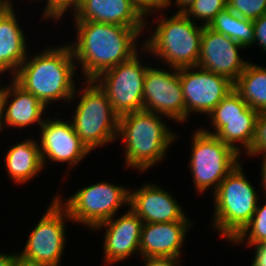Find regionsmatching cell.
I'll return each instance as SVG.
<instances>
[{"label":"cell","instance_id":"8fae6325","mask_svg":"<svg viewBox=\"0 0 266 266\" xmlns=\"http://www.w3.org/2000/svg\"><path fill=\"white\" fill-rule=\"evenodd\" d=\"M140 51L130 59L103 71L94 79L119 117L144 110L143 87L149 65H143L139 55H147L149 52L144 46Z\"/></svg>","mask_w":266,"mask_h":266},{"label":"cell","instance_id":"44dd1931","mask_svg":"<svg viewBox=\"0 0 266 266\" xmlns=\"http://www.w3.org/2000/svg\"><path fill=\"white\" fill-rule=\"evenodd\" d=\"M14 9L0 17V77L6 73L12 77L30 52L26 46V35L17 19L18 11Z\"/></svg>","mask_w":266,"mask_h":266},{"label":"cell","instance_id":"52a82bcc","mask_svg":"<svg viewBox=\"0 0 266 266\" xmlns=\"http://www.w3.org/2000/svg\"><path fill=\"white\" fill-rule=\"evenodd\" d=\"M193 134L188 169L194 190L198 194L212 191L210 193L213 195L223 179L241 163L242 158L222 140L205 133L201 128H197Z\"/></svg>","mask_w":266,"mask_h":266},{"label":"cell","instance_id":"f1b7e54d","mask_svg":"<svg viewBox=\"0 0 266 266\" xmlns=\"http://www.w3.org/2000/svg\"><path fill=\"white\" fill-rule=\"evenodd\" d=\"M131 5L146 20L166 10L167 0H130ZM157 11V12H156Z\"/></svg>","mask_w":266,"mask_h":266},{"label":"cell","instance_id":"ffe728a7","mask_svg":"<svg viewBox=\"0 0 266 266\" xmlns=\"http://www.w3.org/2000/svg\"><path fill=\"white\" fill-rule=\"evenodd\" d=\"M72 17L74 21H92L130 28L150 26L149 20H145L136 11L130 0H83Z\"/></svg>","mask_w":266,"mask_h":266},{"label":"cell","instance_id":"e0dca14e","mask_svg":"<svg viewBox=\"0 0 266 266\" xmlns=\"http://www.w3.org/2000/svg\"><path fill=\"white\" fill-rule=\"evenodd\" d=\"M158 184L146 182L132 190L129 208L143 223L190 222L181 204Z\"/></svg>","mask_w":266,"mask_h":266},{"label":"cell","instance_id":"3957f363","mask_svg":"<svg viewBox=\"0 0 266 266\" xmlns=\"http://www.w3.org/2000/svg\"><path fill=\"white\" fill-rule=\"evenodd\" d=\"M164 117L145 110L119 117L117 140L120 139L124 147V167L134 168L143 174L165 160L178 134L170 130L166 121L162 120Z\"/></svg>","mask_w":266,"mask_h":266},{"label":"cell","instance_id":"4fadbf2b","mask_svg":"<svg viewBox=\"0 0 266 266\" xmlns=\"http://www.w3.org/2000/svg\"><path fill=\"white\" fill-rule=\"evenodd\" d=\"M151 65L146 71L143 87L145 111L164 115L176 123L185 122V101L183 97L179 69Z\"/></svg>","mask_w":266,"mask_h":266},{"label":"cell","instance_id":"d6a6232c","mask_svg":"<svg viewBox=\"0 0 266 266\" xmlns=\"http://www.w3.org/2000/svg\"><path fill=\"white\" fill-rule=\"evenodd\" d=\"M253 248L255 253L251 266H266V243L254 246Z\"/></svg>","mask_w":266,"mask_h":266},{"label":"cell","instance_id":"9a60e30c","mask_svg":"<svg viewBox=\"0 0 266 266\" xmlns=\"http://www.w3.org/2000/svg\"><path fill=\"white\" fill-rule=\"evenodd\" d=\"M239 43L204 26L197 66L235 83L249 61L243 59Z\"/></svg>","mask_w":266,"mask_h":266},{"label":"cell","instance_id":"ba28073f","mask_svg":"<svg viewBox=\"0 0 266 266\" xmlns=\"http://www.w3.org/2000/svg\"><path fill=\"white\" fill-rule=\"evenodd\" d=\"M100 181L80 188L67 199L58 192L54 195L67 209L73 223L93 230L99 224L118 215L121 207L129 208L130 188Z\"/></svg>","mask_w":266,"mask_h":266},{"label":"cell","instance_id":"277c9868","mask_svg":"<svg viewBox=\"0 0 266 266\" xmlns=\"http://www.w3.org/2000/svg\"><path fill=\"white\" fill-rule=\"evenodd\" d=\"M151 22L156 25L149 38H142L150 56L170 68L196 67L200 55L204 26L195 23L184 13L166 16L160 11ZM156 17V19H155ZM160 18V19H159ZM154 32V33H153Z\"/></svg>","mask_w":266,"mask_h":266},{"label":"cell","instance_id":"484cf974","mask_svg":"<svg viewBox=\"0 0 266 266\" xmlns=\"http://www.w3.org/2000/svg\"><path fill=\"white\" fill-rule=\"evenodd\" d=\"M226 8L227 0H196L184 14L193 22L202 21L203 26H208Z\"/></svg>","mask_w":266,"mask_h":266},{"label":"cell","instance_id":"30bf717a","mask_svg":"<svg viewBox=\"0 0 266 266\" xmlns=\"http://www.w3.org/2000/svg\"><path fill=\"white\" fill-rule=\"evenodd\" d=\"M258 112L242 100L233 89L207 116L213 130L201 127L208 134L215 135L234 149L240 156L246 155L253 144ZM239 144V146H238ZM242 146V147H241ZM242 152V153H241Z\"/></svg>","mask_w":266,"mask_h":266},{"label":"cell","instance_id":"f35d334b","mask_svg":"<svg viewBox=\"0 0 266 266\" xmlns=\"http://www.w3.org/2000/svg\"><path fill=\"white\" fill-rule=\"evenodd\" d=\"M14 266H42V265L30 264L18 259Z\"/></svg>","mask_w":266,"mask_h":266},{"label":"cell","instance_id":"5bb4252c","mask_svg":"<svg viewBox=\"0 0 266 266\" xmlns=\"http://www.w3.org/2000/svg\"><path fill=\"white\" fill-rule=\"evenodd\" d=\"M51 119L46 116L40 126L41 138L37 139L44 169L48 163H68L67 172L73 169L90 155L89 149L82 143L75 133L72 123L66 118ZM70 168V170H69Z\"/></svg>","mask_w":266,"mask_h":266},{"label":"cell","instance_id":"6da1fadb","mask_svg":"<svg viewBox=\"0 0 266 266\" xmlns=\"http://www.w3.org/2000/svg\"><path fill=\"white\" fill-rule=\"evenodd\" d=\"M73 23L76 36L69 45L84 80H94L103 71L130 59L144 46L143 42L138 43L140 39L137 38L141 33L143 36L146 28L92 21Z\"/></svg>","mask_w":266,"mask_h":266},{"label":"cell","instance_id":"7a4b0ae2","mask_svg":"<svg viewBox=\"0 0 266 266\" xmlns=\"http://www.w3.org/2000/svg\"><path fill=\"white\" fill-rule=\"evenodd\" d=\"M55 47L46 46L32 57L28 53L11 77L47 108L58 100L71 102L77 84L74 79L80 78L76 76L77 66L70 45L67 43Z\"/></svg>","mask_w":266,"mask_h":266},{"label":"cell","instance_id":"d6986e66","mask_svg":"<svg viewBox=\"0 0 266 266\" xmlns=\"http://www.w3.org/2000/svg\"><path fill=\"white\" fill-rule=\"evenodd\" d=\"M191 222L143 223L140 239V258H182Z\"/></svg>","mask_w":266,"mask_h":266},{"label":"cell","instance_id":"1f68e13d","mask_svg":"<svg viewBox=\"0 0 266 266\" xmlns=\"http://www.w3.org/2000/svg\"><path fill=\"white\" fill-rule=\"evenodd\" d=\"M143 266H180L183 262L178 259L172 258H150V259H142Z\"/></svg>","mask_w":266,"mask_h":266},{"label":"cell","instance_id":"8d00e7d4","mask_svg":"<svg viewBox=\"0 0 266 266\" xmlns=\"http://www.w3.org/2000/svg\"><path fill=\"white\" fill-rule=\"evenodd\" d=\"M83 0H63V16L64 14H67L66 12L69 13H74L75 10L81 5ZM72 11H71V9ZM69 9V11H68Z\"/></svg>","mask_w":266,"mask_h":266},{"label":"cell","instance_id":"ac0fdd59","mask_svg":"<svg viewBox=\"0 0 266 266\" xmlns=\"http://www.w3.org/2000/svg\"><path fill=\"white\" fill-rule=\"evenodd\" d=\"M0 83L2 128L23 129L45 121L48 108L32 93L25 91L12 78L8 85ZM46 110V111H45ZM45 113V114H44Z\"/></svg>","mask_w":266,"mask_h":266},{"label":"cell","instance_id":"2e32d148","mask_svg":"<svg viewBox=\"0 0 266 266\" xmlns=\"http://www.w3.org/2000/svg\"><path fill=\"white\" fill-rule=\"evenodd\" d=\"M110 218L92 231L106 229L102 236L104 266L117 264L131 259L135 254L140 257V239L143 221L129 208L120 217ZM139 253V254H138Z\"/></svg>","mask_w":266,"mask_h":266},{"label":"cell","instance_id":"9c48e42d","mask_svg":"<svg viewBox=\"0 0 266 266\" xmlns=\"http://www.w3.org/2000/svg\"><path fill=\"white\" fill-rule=\"evenodd\" d=\"M72 222L67 209L57 200L51 199L44 215L32 228L22 251L20 260L42 266H61L66 246V221Z\"/></svg>","mask_w":266,"mask_h":266},{"label":"cell","instance_id":"836d02e7","mask_svg":"<svg viewBox=\"0 0 266 266\" xmlns=\"http://www.w3.org/2000/svg\"><path fill=\"white\" fill-rule=\"evenodd\" d=\"M195 1L196 0H175L174 2L172 0H167L166 10L172 6L171 4H175L174 6L177 7V10L179 9L178 11L175 10V13H185Z\"/></svg>","mask_w":266,"mask_h":266},{"label":"cell","instance_id":"d4e9b609","mask_svg":"<svg viewBox=\"0 0 266 266\" xmlns=\"http://www.w3.org/2000/svg\"><path fill=\"white\" fill-rule=\"evenodd\" d=\"M264 203L260 205L261 202H258L251 221L230 243L240 246L244 243L248 248L266 243V201Z\"/></svg>","mask_w":266,"mask_h":266},{"label":"cell","instance_id":"83f0119b","mask_svg":"<svg viewBox=\"0 0 266 266\" xmlns=\"http://www.w3.org/2000/svg\"><path fill=\"white\" fill-rule=\"evenodd\" d=\"M266 155V111L258 114L255 138L247 157Z\"/></svg>","mask_w":266,"mask_h":266},{"label":"cell","instance_id":"4316f807","mask_svg":"<svg viewBox=\"0 0 266 266\" xmlns=\"http://www.w3.org/2000/svg\"><path fill=\"white\" fill-rule=\"evenodd\" d=\"M227 8L240 17L255 20L266 14V0H227Z\"/></svg>","mask_w":266,"mask_h":266},{"label":"cell","instance_id":"d590c367","mask_svg":"<svg viewBox=\"0 0 266 266\" xmlns=\"http://www.w3.org/2000/svg\"><path fill=\"white\" fill-rule=\"evenodd\" d=\"M261 158H262V161H261V169H260V176H261V178H260V182H261V184H259L260 186H261V188L262 189H264V190H262V191H264V197L263 198H266V155H262L261 156Z\"/></svg>","mask_w":266,"mask_h":266},{"label":"cell","instance_id":"e575fe53","mask_svg":"<svg viewBox=\"0 0 266 266\" xmlns=\"http://www.w3.org/2000/svg\"><path fill=\"white\" fill-rule=\"evenodd\" d=\"M18 259L17 252H12V254L0 252V266H14Z\"/></svg>","mask_w":266,"mask_h":266},{"label":"cell","instance_id":"4dcf8cb0","mask_svg":"<svg viewBox=\"0 0 266 266\" xmlns=\"http://www.w3.org/2000/svg\"><path fill=\"white\" fill-rule=\"evenodd\" d=\"M253 28H254V43L253 46H257L261 48L265 54L266 52V14L261 17L252 20ZM257 44V45H256Z\"/></svg>","mask_w":266,"mask_h":266},{"label":"cell","instance_id":"ab89813d","mask_svg":"<svg viewBox=\"0 0 266 266\" xmlns=\"http://www.w3.org/2000/svg\"><path fill=\"white\" fill-rule=\"evenodd\" d=\"M3 128H2V123H1V104H0V132H2Z\"/></svg>","mask_w":266,"mask_h":266},{"label":"cell","instance_id":"cb8c5ba5","mask_svg":"<svg viewBox=\"0 0 266 266\" xmlns=\"http://www.w3.org/2000/svg\"><path fill=\"white\" fill-rule=\"evenodd\" d=\"M207 27L231 38L246 50L253 47L254 28L252 20L240 17L228 8L220 11Z\"/></svg>","mask_w":266,"mask_h":266},{"label":"cell","instance_id":"5b68a950","mask_svg":"<svg viewBox=\"0 0 266 266\" xmlns=\"http://www.w3.org/2000/svg\"><path fill=\"white\" fill-rule=\"evenodd\" d=\"M254 187L245 175L241 162L212 195L214 212L211 228L226 242H231L251 221L261 196Z\"/></svg>","mask_w":266,"mask_h":266},{"label":"cell","instance_id":"7402d4cb","mask_svg":"<svg viewBox=\"0 0 266 266\" xmlns=\"http://www.w3.org/2000/svg\"><path fill=\"white\" fill-rule=\"evenodd\" d=\"M28 137L19 141L6 151L4 166L7 176L16 184L22 185L41 174L44 166L40 155L38 140Z\"/></svg>","mask_w":266,"mask_h":266},{"label":"cell","instance_id":"f546056e","mask_svg":"<svg viewBox=\"0 0 266 266\" xmlns=\"http://www.w3.org/2000/svg\"><path fill=\"white\" fill-rule=\"evenodd\" d=\"M42 19L50 20L51 22H59V20H63V0H46L45 8L42 10Z\"/></svg>","mask_w":266,"mask_h":266},{"label":"cell","instance_id":"74e56055","mask_svg":"<svg viewBox=\"0 0 266 266\" xmlns=\"http://www.w3.org/2000/svg\"><path fill=\"white\" fill-rule=\"evenodd\" d=\"M15 7L10 0H0V17H3L8 11Z\"/></svg>","mask_w":266,"mask_h":266},{"label":"cell","instance_id":"7c38bea8","mask_svg":"<svg viewBox=\"0 0 266 266\" xmlns=\"http://www.w3.org/2000/svg\"><path fill=\"white\" fill-rule=\"evenodd\" d=\"M185 101V123L190 114L207 117L221 100L234 89V83L226 77L196 67L179 69Z\"/></svg>","mask_w":266,"mask_h":266},{"label":"cell","instance_id":"8992f818","mask_svg":"<svg viewBox=\"0 0 266 266\" xmlns=\"http://www.w3.org/2000/svg\"><path fill=\"white\" fill-rule=\"evenodd\" d=\"M83 85V89L80 90L76 87L70 100L80 99L76 109L72 108L74 113L70 122L82 143L92 152L111 142L115 143L119 116L115 113L105 92L94 80H85ZM78 96L81 98L77 99Z\"/></svg>","mask_w":266,"mask_h":266},{"label":"cell","instance_id":"603a6c76","mask_svg":"<svg viewBox=\"0 0 266 266\" xmlns=\"http://www.w3.org/2000/svg\"><path fill=\"white\" fill-rule=\"evenodd\" d=\"M242 100L258 113L266 111V66L253 64L252 60L234 83Z\"/></svg>","mask_w":266,"mask_h":266}]
</instances>
